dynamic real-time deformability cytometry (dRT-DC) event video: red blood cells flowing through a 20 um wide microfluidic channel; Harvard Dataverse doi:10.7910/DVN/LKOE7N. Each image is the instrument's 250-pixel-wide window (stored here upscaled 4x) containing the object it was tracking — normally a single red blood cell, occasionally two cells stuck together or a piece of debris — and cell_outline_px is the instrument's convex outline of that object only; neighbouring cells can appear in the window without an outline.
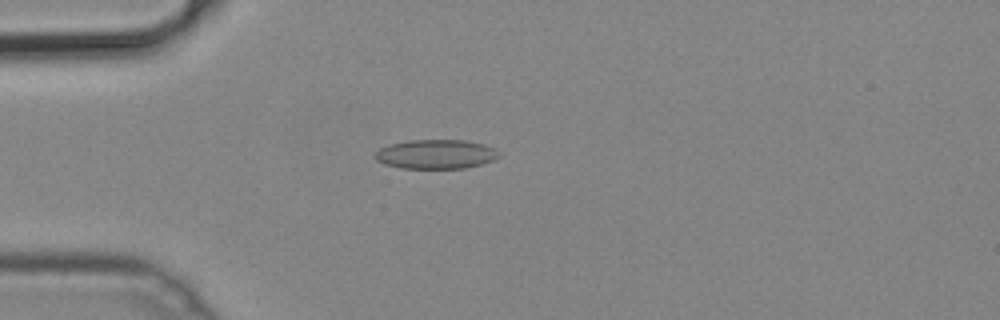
{"species": "common noctule bat (a hibernating species)", "species_latin": "Nyctalus noctula", "temperature_condition": "cold", "stored_images_in_passage": 48, "camera_frame_rate_fps": 3000, "um_per_image_px": 0.085, "animal": {"sex": "male", "body_mass_g": 19.2, "forearm_length_mm": 51.8}, "frame": {"image": 1, "passage_image": 11, "time_ms": 3.333, "image_size_px": [1000, 320], "cell_outline_px": [[500, 156], [492, 160], [480, 164], [464, 168], [400, 168], [384, 164], [376, 160], [372, 156], [380, 148], [388, 144], [408, 140], [464, 140], [484, 144], [500, 152]], "centroid_in_image_um": [37.0, 13.1], "position_along_channel_um": 48.0, "area_um2": 21.15}}
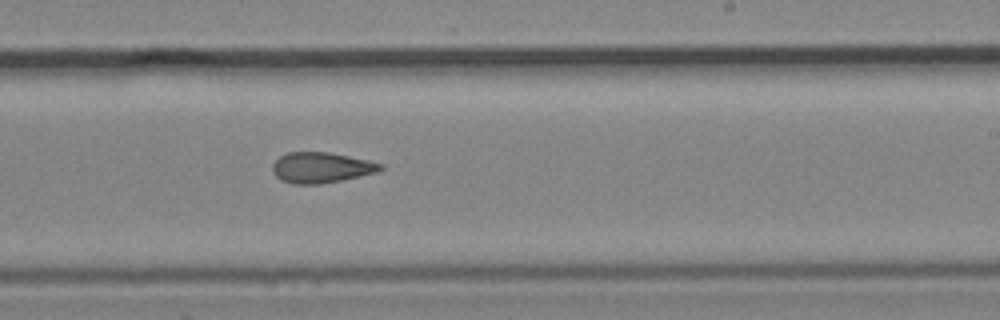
{"frame": {"image": 2, "passage_image": 28, "time_ms": 9.0, "image_size_px": [1000, 320], "cell_outline_px": [[384, 168], [376, 172], [360, 176], [320, 184], [292, 184], [280, 180], [272, 172], [272, 164], [280, 156], [288, 152], [328, 152], [368, 160], [384, 164]], "centroid_in_image_um": [27.28, 14.24], "position_along_channel_um": 261.7, "area_um2": 19.25}}
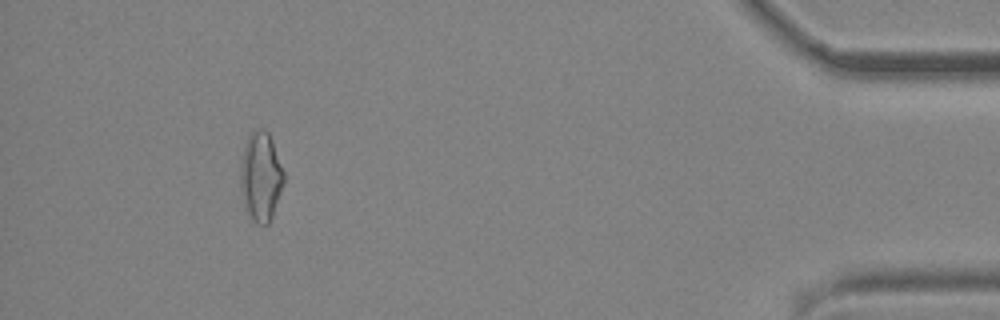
{"frame": {"image": 3, "passage_image": 44, "time_ms": 14.333, "image_size_px": [1000, 320], "cell_outline_px": [[284, 180], [272, 216], [268, 224], [256, 224], [248, 220], [244, 208], [240, 188], [240, 164], [244, 144], [252, 128], [264, 128], [268, 132], [272, 140], [284, 172]], "centroid_in_image_um": [22.12, 15.01], "position_along_channel_um": 413.1, "area_um2": 23.06}}